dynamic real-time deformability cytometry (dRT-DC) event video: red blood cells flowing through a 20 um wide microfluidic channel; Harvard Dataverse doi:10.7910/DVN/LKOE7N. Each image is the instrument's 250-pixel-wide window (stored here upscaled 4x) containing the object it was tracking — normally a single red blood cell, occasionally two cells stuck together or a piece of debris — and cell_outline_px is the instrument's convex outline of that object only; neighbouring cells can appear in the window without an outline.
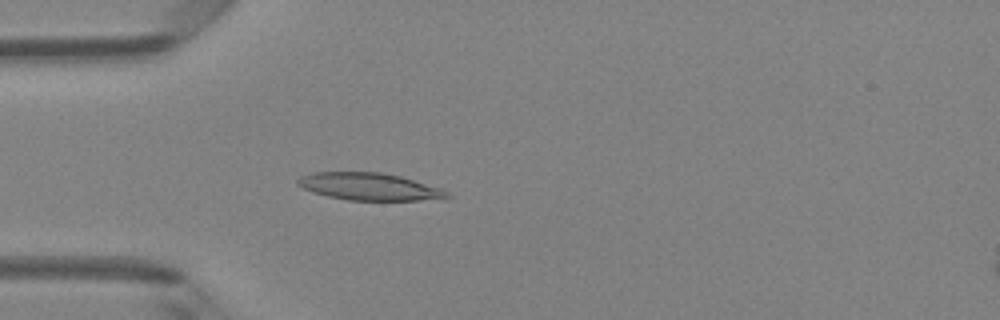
{"species": "Egyptian fruit bat (a non-hibernating species)", "species_latin": "Rousettus aegyptiacus", "temperature_condition": "room temperature", "stored_images_in_passage": 46, "camera_frame_rate_fps": 3000, "um_per_image_px": 0.085, "animal": {"sex": "female"}, "frame": {"image": 1, "passage_image": 11, "time_ms": 3.333, "image_size_px": [1000, 320], "cell_outline_px": [[452, 196], [420, 200], [348, 200], [328, 196], [312, 192], [296, 184], [296, 180], [300, 176], [316, 172], [380, 172], [400, 176], [440, 188], [448, 192]], "centroid_in_image_um": [31.33, 15.85], "position_along_channel_um": 53.7, "area_um2": 23.47}}
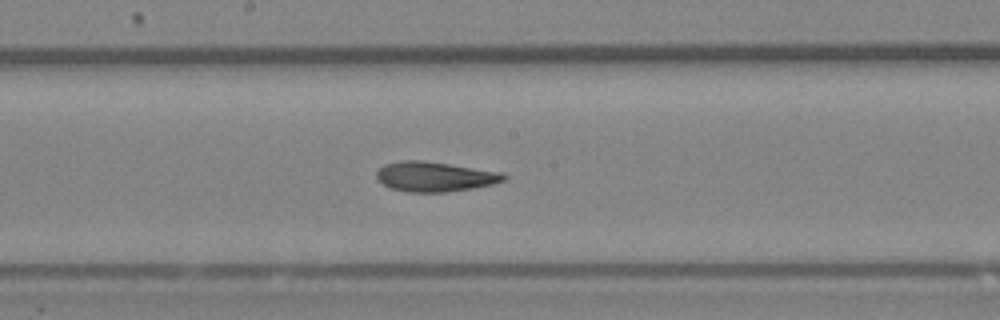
{"frame": {"image": 2, "passage_image": 23, "time_ms": 7.333, "image_size_px": [1000, 320], "cell_outline_px": [[508, 176], [504, 180], [492, 184], [472, 188], [448, 192], [408, 192], [388, 188], [376, 180], [376, 172], [384, 164], [400, 160], [424, 160], [504, 172]], "centroid_in_image_um": [36.93, 15.01], "position_along_channel_um": 211.3, "area_um2": 22.48}}
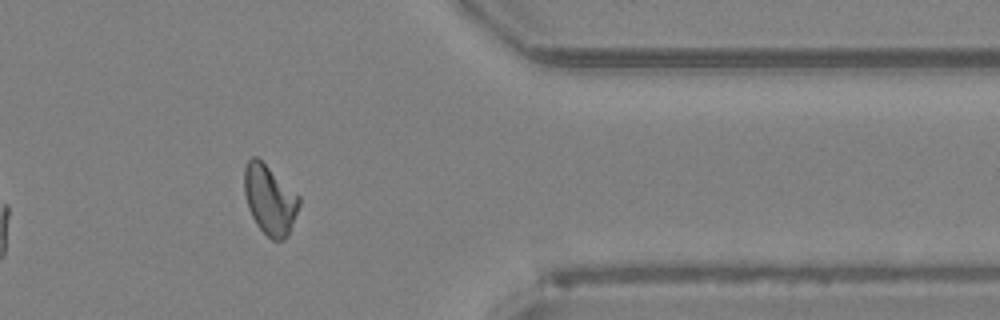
{"frame": {"image": 3, "passage_image": 37, "time_ms": 12.0, "image_size_px": [1000, 320], "cell_outline_px": [[300, 204], [288, 236], [284, 240], [272, 240], [256, 224], [248, 208], [244, 192], [244, 168], [248, 160], [252, 156], [256, 156], [300, 196]], "centroid_in_image_um": [22.92, 16.98], "position_along_channel_um": 388.5, "area_um2": 22.08}, "authors_computed_cell_mechanics": {"area_um2": 22.4553, "velocity_mm_per_s": 4.1434, "shape_relaxation_time_tau1_ms": null, "shape_relaxation_time_tau2_ms": 2.4772, "deformation_change_tau1": null, "deformation_change_tau2": 0.1002}}